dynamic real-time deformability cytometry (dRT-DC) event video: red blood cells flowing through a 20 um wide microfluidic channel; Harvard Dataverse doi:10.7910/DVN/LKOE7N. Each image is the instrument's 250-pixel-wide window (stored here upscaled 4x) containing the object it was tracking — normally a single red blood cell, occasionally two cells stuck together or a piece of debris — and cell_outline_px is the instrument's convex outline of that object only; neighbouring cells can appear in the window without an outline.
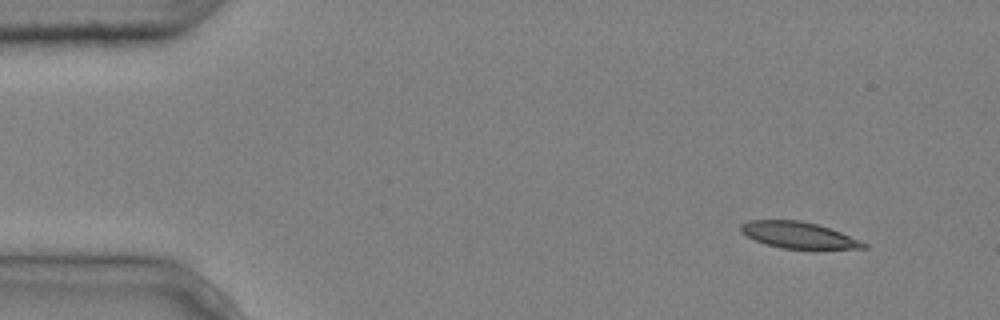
{"species": "common noctule bat (a hibernating species)", "species_latin": "Nyctalus noctula", "temperature_condition": "cold", "stored_images_in_passage": 3, "camera_frame_rate_fps": 3000, "um_per_image_px": 0.085, "animal": {"sex": "male", "body_mass_g": 20.4}, "frame": {"image": 1, "passage_image": 1, "time_ms": 0.0, "image_size_px": [1000, 320], "cell_outline_px": [[868, 248], [784, 248], [768, 244], [756, 240], [740, 232], [740, 224], [748, 220], [800, 220], [816, 224], [840, 232], [868, 244]], "centroid_in_image_um": [67.83, 19.96], "position_along_channel_um": 17.2, "area_um2": 18.38}}
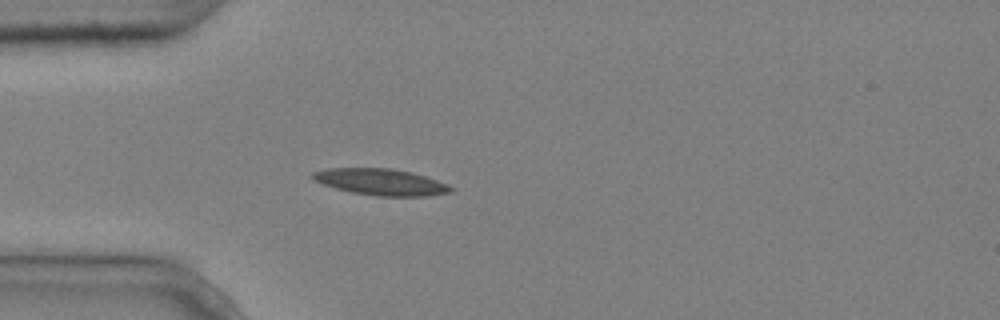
{"frame": {"image": 2, "passage_image": 3, "time_ms": 0.667, "image_size_px": [1000, 320], "cell_outline_px": [[456, 188], [452, 192], [428, 196], [376, 196], [352, 192], [336, 188], [312, 180], [308, 176], [312, 172], [328, 168], [392, 168], [412, 172], [448, 184]], "centroid_in_image_um": [32.37, 15.46], "position_along_channel_um": 52.6, "area_um2": 21.44}}